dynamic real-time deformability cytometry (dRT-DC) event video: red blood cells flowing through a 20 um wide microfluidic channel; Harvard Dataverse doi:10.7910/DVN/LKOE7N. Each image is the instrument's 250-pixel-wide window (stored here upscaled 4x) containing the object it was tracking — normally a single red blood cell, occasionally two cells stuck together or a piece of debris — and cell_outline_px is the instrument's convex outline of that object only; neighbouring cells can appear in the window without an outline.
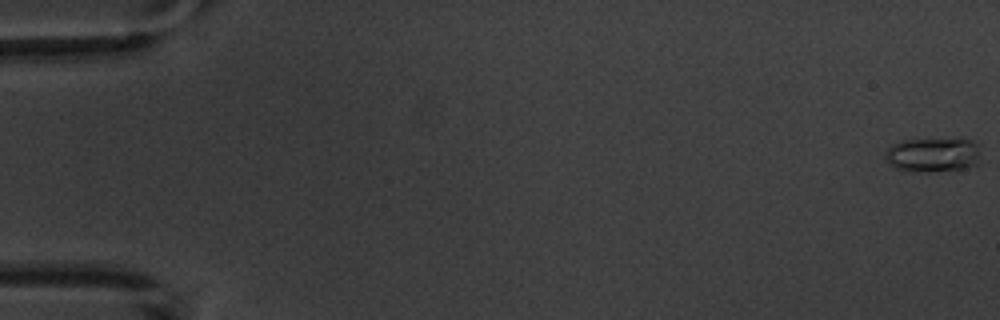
{"species": "common noctule bat (a hibernating species)", "species_latin": "Nyctalus noctula", "temperature_condition": "warm", "stored_images_in_passage": 6, "camera_frame_rate_fps": 3000, "um_per_image_px": 0.085, "animal": {"sex": "male", "body_mass_g": 20.1, "forearm_length_mm": 53.5}, "frame": {"image": 1, "passage_image": 1, "time_ms": 0.0, "image_size_px": [1000, 320], "cell_outline_px": [[980, 144], [976, 164], [964, 168], [928, 172], [912, 172], [896, 168], [884, 156], [884, 152], [892, 144], [904, 140], [972, 140]], "centroid_in_image_um": [79.27, 13.17], "position_along_channel_um": 5.7, "area_um2": 18.79}}